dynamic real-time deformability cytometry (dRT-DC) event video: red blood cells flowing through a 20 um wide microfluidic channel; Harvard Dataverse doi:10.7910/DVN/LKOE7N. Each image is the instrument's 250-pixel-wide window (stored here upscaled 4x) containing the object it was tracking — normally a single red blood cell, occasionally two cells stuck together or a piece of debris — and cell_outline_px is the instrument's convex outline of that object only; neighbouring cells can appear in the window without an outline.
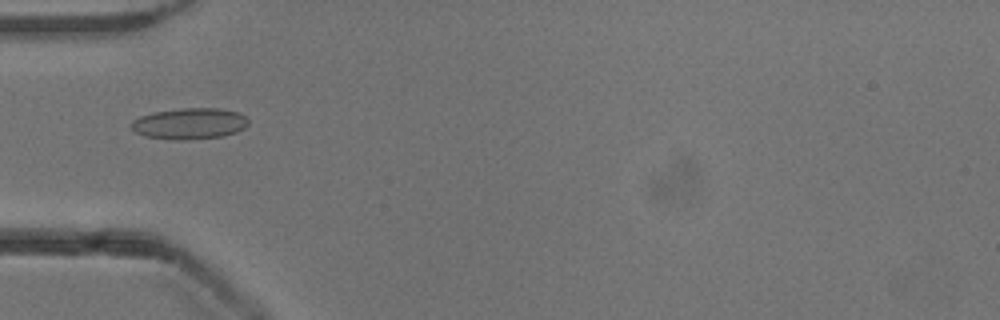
{"species": "common noctule bat (a hibernating species)", "species_latin": "Nyctalus noctula", "temperature_condition": "cold", "stored_images_in_passage": 52, "camera_frame_rate_fps": 3000, "um_per_image_px": 0.085, "animal": {"sex": "male", "body_mass_g": 13.3}, "frame": {"image": 1, "passage_image": 17, "time_ms": 5.333, "image_size_px": [1000, 320], "cell_outline_px": [[248, 124], [244, 128], [236, 132], [224, 136], [188, 140], [176, 140], [144, 136], [136, 132], [128, 124], [132, 120], [140, 116], [152, 112], [180, 108], [220, 108], [236, 112], [244, 116], [248, 120]], "centroid_in_image_um": [16.08, 10.51], "position_along_channel_um": 68.9, "area_um2": 21.44}}
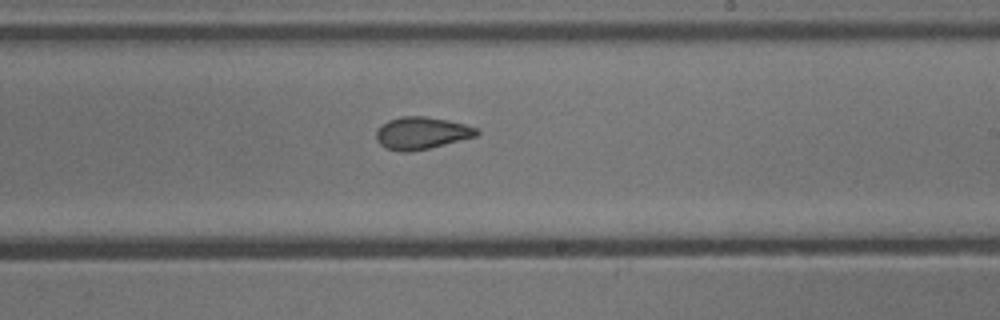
{"frame": {"image": 2, "passage_image": 31, "time_ms": 10.0, "image_size_px": [1000, 320], "cell_outline_px": [[480, 132], [476, 136], [428, 148], [408, 152], [400, 152], [388, 148], [380, 144], [376, 140], [376, 132], [380, 124], [388, 120], [400, 116], [424, 116], [448, 120], [464, 124], [476, 128]], "centroid_in_image_um": [35.79, 11.3], "position_along_channel_um": 253.2, "area_um2": 18.79}}
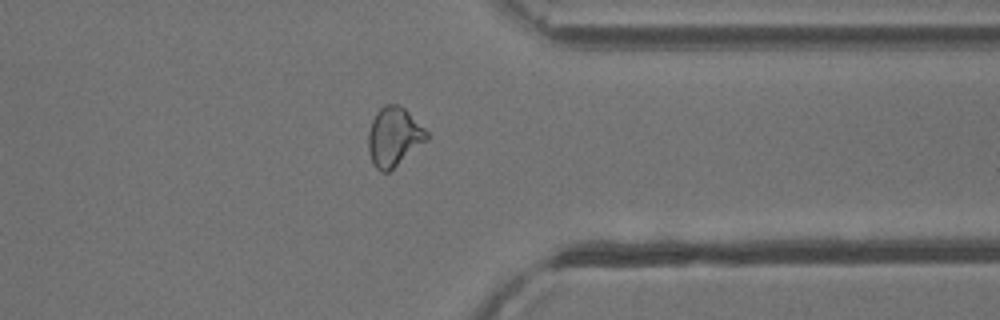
{"frame": {"image": 3, "passage_image": 41, "time_ms": 13.333, "image_size_px": [1000, 320], "cell_outline_px": [[428, 140], [388, 172], [380, 172], [372, 164], [368, 148], [368, 132], [372, 120], [376, 112], [384, 104], [400, 104], [428, 132]], "centroid_in_image_um": [33.47, 11.62], "position_along_channel_um": 377.9, "area_um2": 20.11}, "authors_computed_cell_mechanics": {"area_um2": 19.9988, "velocity_mm_per_s": 3.9267, "shape_relaxation_time_tau1_ms": null, "shape_relaxation_time_tau2_ms": 1.9108, "deformation_change_tau1": null, "deformation_change_tau2": 0.0754}}